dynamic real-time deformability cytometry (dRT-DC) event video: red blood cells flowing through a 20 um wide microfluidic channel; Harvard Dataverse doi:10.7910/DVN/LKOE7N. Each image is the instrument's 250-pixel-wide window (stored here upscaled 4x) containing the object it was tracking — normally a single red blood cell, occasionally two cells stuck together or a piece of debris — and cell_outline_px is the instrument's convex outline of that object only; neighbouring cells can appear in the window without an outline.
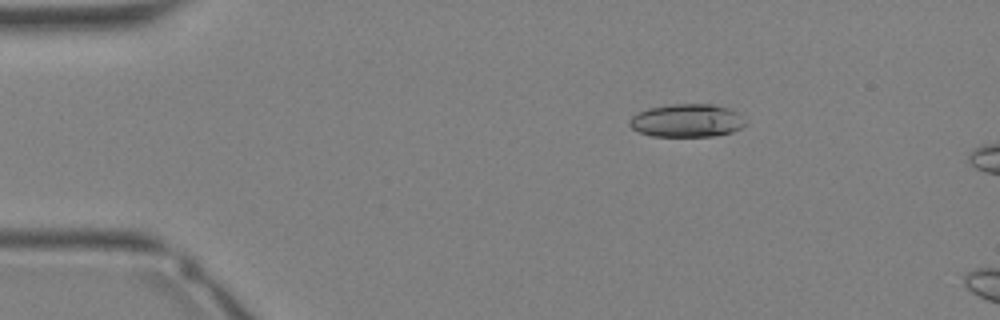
{"species": "Egyptian fruit bat (a non-hibernating species)", "species_latin": "Rousettus aegyptiacus", "temperature_condition": "warm", "stored_images_in_passage": 35, "camera_frame_rate_fps": 3000, "um_per_image_px": 0.085, "animal": {"sex": "female"}, "frame": {"image": 1, "passage_image": 6, "time_ms": 1.667, "image_size_px": [1000, 320], "cell_outline_px": [[748, 124], [732, 132], [716, 136], [652, 136], [640, 132], [632, 128], [628, 124], [628, 120], [636, 112], [648, 108], [672, 104], [716, 104], [732, 108], [748, 120]], "centroid_in_image_um": [58.44, 10.24], "position_along_channel_um": 26.6, "area_um2": 22.83}}
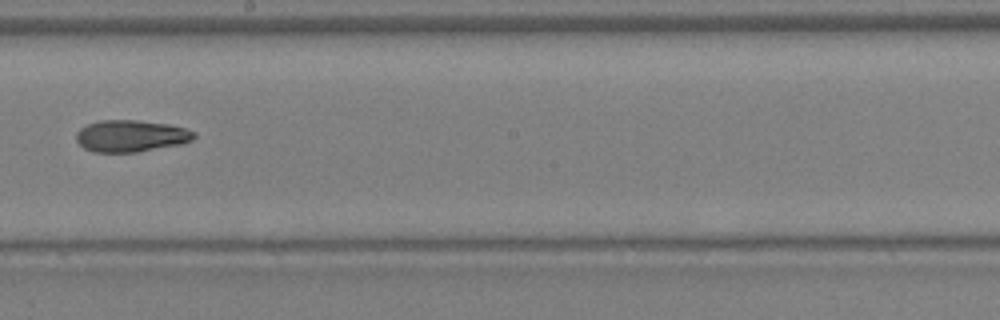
{"frame": {"image": 2, "passage_image": 20, "time_ms": 6.333, "image_size_px": [1000, 320], "cell_outline_px": [[196, 136], [192, 140], [180, 144], [136, 152], [92, 152], [84, 148], [76, 140], [76, 132], [80, 128], [88, 124], [100, 120], [136, 120], [168, 124], [184, 128], [196, 132]], "centroid_in_image_um": [11.11, 11.55], "position_along_channel_um": 237.1, "area_um2": 21.79}}
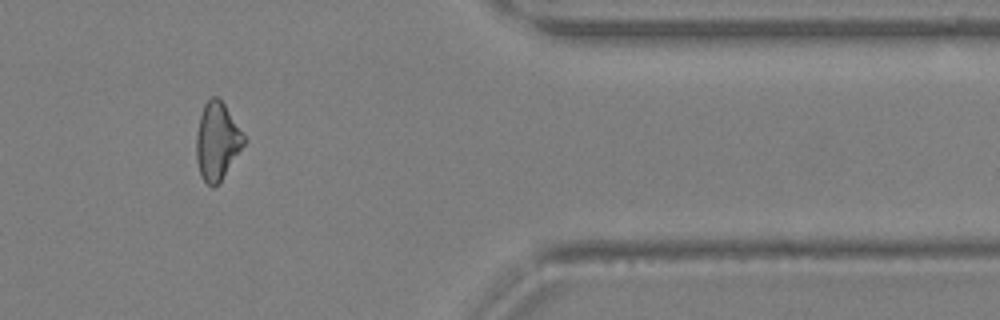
{"frame": {"image": 3, "passage_image": 29, "time_ms": 9.333, "image_size_px": [1000, 320], "cell_outline_px": [[248, 140], [220, 180], [212, 188], [200, 176], [196, 160], [196, 136], [200, 116], [204, 104], [212, 96], [216, 96], [224, 104]], "centroid_in_image_um": [18.45, 12.0], "position_along_channel_um": 392.9, "area_um2": 21.33}}